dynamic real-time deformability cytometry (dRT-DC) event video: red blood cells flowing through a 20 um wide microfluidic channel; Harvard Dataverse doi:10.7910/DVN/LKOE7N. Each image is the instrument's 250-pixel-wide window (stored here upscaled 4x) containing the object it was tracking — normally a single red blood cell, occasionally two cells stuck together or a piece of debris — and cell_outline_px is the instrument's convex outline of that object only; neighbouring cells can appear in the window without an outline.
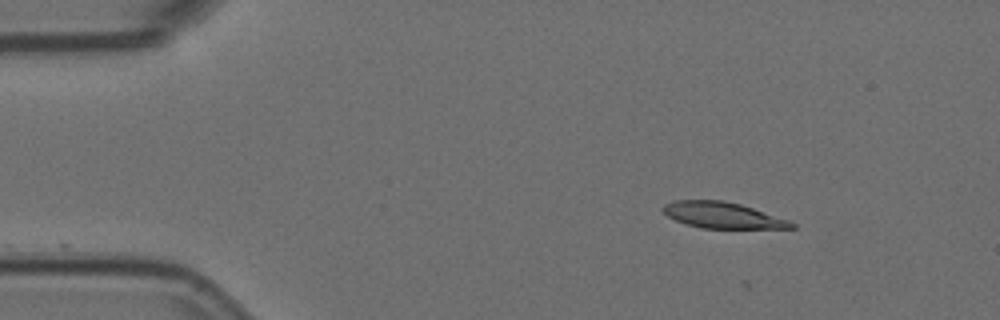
{"species": "Egyptian fruit bat (a non-hibernating species)", "species_latin": "Rousettus aegyptiacus", "temperature_condition": "room temperature", "stored_images_in_passage": 5, "camera_frame_rate_fps": 3000, "um_per_image_px": 0.085, "animal": {"sex": "female"}, "frame": {"image": 1, "passage_image": 3, "time_ms": 0.667, "image_size_px": [1000, 320], "cell_outline_px": [[796, 228], [700, 228], [676, 220], [668, 216], [660, 208], [664, 204], [676, 200], [724, 200], [740, 204], [788, 220], [796, 224]], "centroid_in_image_um": [61.39, 18.29], "position_along_channel_um": 23.6, "area_um2": 19.31}}